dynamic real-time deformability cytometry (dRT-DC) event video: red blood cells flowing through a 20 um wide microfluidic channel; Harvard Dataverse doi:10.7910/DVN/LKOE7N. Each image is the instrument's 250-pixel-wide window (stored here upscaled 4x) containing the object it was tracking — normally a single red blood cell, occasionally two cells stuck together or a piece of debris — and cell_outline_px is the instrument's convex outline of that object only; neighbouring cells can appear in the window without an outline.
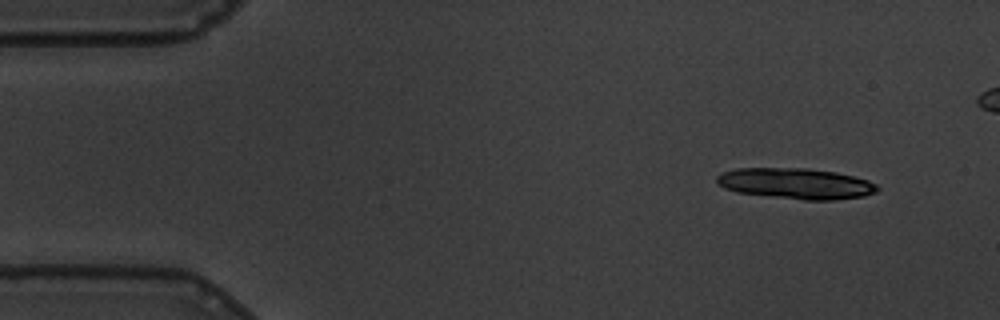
{"species": "common noctule bat (a hibernating species)", "species_latin": "Nyctalus noctula", "temperature_condition": "warm", "stored_images_in_passage": 27, "camera_frame_rate_fps": 3000, "um_per_image_px": 0.085, "animal": {"sex": "male", "body_mass_g": 19.5, "forearm_length_mm": 54.6}, "frame": {"image": 1, "passage_image": 1, "time_ms": 0.0, "image_size_px": [1000, 320], "cell_outline_px": [[880, 188], [876, 192], [864, 196], [836, 200], [804, 200], [736, 192], [724, 188], [716, 184], [716, 176], [724, 172], [736, 168], [808, 168], [836, 172], [868, 180], [876, 184]], "centroid_in_image_um": [67.65, 15.6], "position_along_channel_um": 17.4, "area_um2": 28.96}}